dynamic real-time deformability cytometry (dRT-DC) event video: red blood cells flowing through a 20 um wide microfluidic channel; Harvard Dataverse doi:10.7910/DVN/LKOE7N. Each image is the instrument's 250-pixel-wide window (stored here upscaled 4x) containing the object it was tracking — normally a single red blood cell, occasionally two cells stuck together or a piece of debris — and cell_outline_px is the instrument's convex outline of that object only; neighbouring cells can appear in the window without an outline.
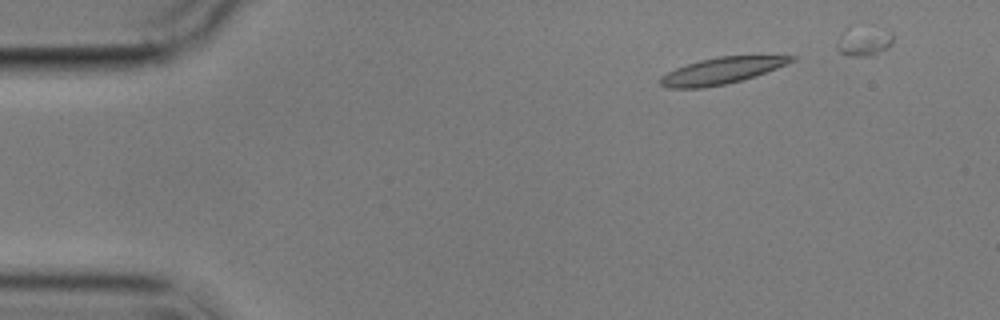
{"species": "common noctule bat (a hibernating species)", "species_latin": "Nyctalus noctula", "temperature_condition": "cold", "stored_images_in_passage": 7, "camera_frame_rate_fps": 3000, "um_per_image_px": 0.085, "animal": {"sex": "male", "body_mass_g": 17.9}, "frame": {"image": 1, "passage_image": 2, "time_ms": 1.333, "image_size_px": [1000, 320], "cell_outline_px": [[796, 60], [756, 76], [724, 84], [700, 88], [668, 88], [660, 84], [660, 76], [676, 68], [700, 60], [720, 56], [796, 56]], "centroid_in_image_um": [61.32, 6.01], "position_along_channel_um": 23.7, "area_um2": 19.83}}